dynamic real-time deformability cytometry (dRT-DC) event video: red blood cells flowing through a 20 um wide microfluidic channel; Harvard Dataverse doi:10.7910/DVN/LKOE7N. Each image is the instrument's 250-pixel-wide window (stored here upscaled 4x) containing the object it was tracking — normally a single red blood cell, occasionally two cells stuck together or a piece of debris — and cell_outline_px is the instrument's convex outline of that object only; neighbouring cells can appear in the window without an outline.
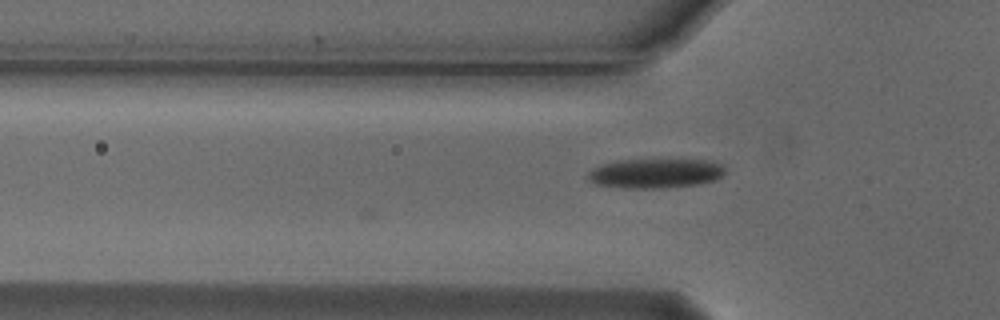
{"species": "Egyptian fruit bat (a non-hibernating species)", "species_latin": "Rousettus aegyptiacus", "temperature_condition": "cold", "stored_images_in_passage": 5, "camera_frame_rate_fps": 3000, "um_per_image_px": 0.085, "animal": {"sex": "male"}, "frame": {"image": 1, "passage_image": 5, "time_ms": 1.333, "image_size_px": [1000, 320], "cell_outline_px": [[724, 172], [716, 180], [700, 184], [660, 188], [624, 188], [596, 184], [588, 180], [588, 172], [592, 168], [600, 164], [616, 160], [708, 160], [724, 164]], "centroid_in_image_um": [55.69, 14.73], "position_along_channel_um": 70.1, "area_um2": 23.7}}